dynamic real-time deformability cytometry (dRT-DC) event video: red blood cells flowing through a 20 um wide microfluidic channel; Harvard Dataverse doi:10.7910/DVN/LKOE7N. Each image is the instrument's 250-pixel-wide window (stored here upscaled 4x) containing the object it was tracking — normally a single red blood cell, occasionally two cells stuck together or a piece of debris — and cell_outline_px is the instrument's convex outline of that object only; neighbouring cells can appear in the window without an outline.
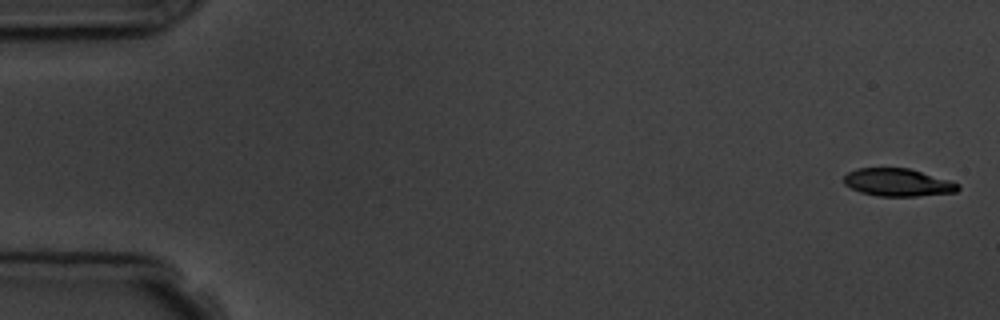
{"species": "common noctule bat (a hibernating species)", "species_latin": "Nyctalus noctula", "temperature_condition": "room temperature", "stored_images_in_passage": 11, "camera_frame_rate_fps": 3000, "um_per_image_px": 0.085, "animal": {"sex": "male", "body_mass_g": 19.5, "forearm_length_mm": 54.6}, "frame": {"image": 1, "passage_image": 1, "time_ms": 0.0, "image_size_px": [1000, 320], "cell_outline_px": [[960, 188], [956, 192], [916, 196], [880, 196], [860, 192], [844, 184], [844, 176], [848, 172], [856, 168], [908, 168], [948, 180], [960, 184]], "centroid_in_image_um": [76.3, 15.5], "position_along_channel_um": 8.7, "area_um2": 18.26}}
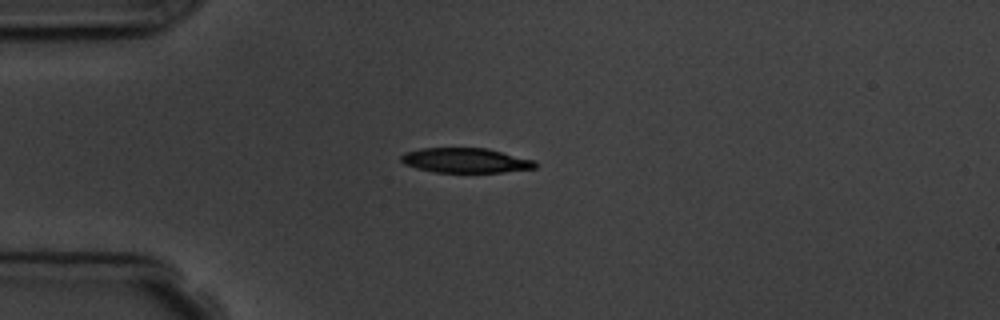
{"frame": {"image": 2, "passage_image": 4, "time_ms": 4.333, "image_size_px": [1000, 320], "cell_outline_px": [[536, 168], [504, 172], [436, 172], [416, 168], [404, 164], [400, 160], [400, 156], [404, 152], [420, 148], [488, 148], [536, 160]], "centroid_in_image_um": [39.58, 13.63], "position_along_channel_um": 45.4, "area_um2": 19.54}}